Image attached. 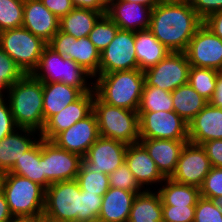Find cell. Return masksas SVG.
<instances>
[{"mask_svg": "<svg viewBox=\"0 0 222 222\" xmlns=\"http://www.w3.org/2000/svg\"><path fill=\"white\" fill-rule=\"evenodd\" d=\"M189 142L201 145L205 141L222 139V108L209 103L188 123Z\"/></svg>", "mask_w": 222, "mask_h": 222, "instance_id": "cell-23", "label": "cell"}, {"mask_svg": "<svg viewBox=\"0 0 222 222\" xmlns=\"http://www.w3.org/2000/svg\"><path fill=\"white\" fill-rule=\"evenodd\" d=\"M89 222H102V221H100V220H94V221H89Z\"/></svg>", "mask_w": 222, "mask_h": 222, "instance_id": "cell-58", "label": "cell"}, {"mask_svg": "<svg viewBox=\"0 0 222 222\" xmlns=\"http://www.w3.org/2000/svg\"><path fill=\"white\" fill-rule=\"evenodd\" d=\"M212 167L222 168V139L205 141L201 144Z\"/></svg>", "mask_w": 222, "mask_h": 222, "instance_id": "cell-45", "label": "cell"}, {"mask_svg": "<svg viewBox=\"0 0 222 222\" xmlns=\"http://www.w3.org/2000/svg\"><path fill=\"white\" fill-rule=\"evenodd\" d=\"M213 201L218 207H220V210L222 212V197L215 198L213 199Z\"/></svg>", "mask_w": 222, "mask_h": 222, "instance_id": "cell-54", "label": "cell"}, {"mask_svg": "<svg viewBox=\"0 0 222 222\" xmlns=\"http://www.w3.org/2000/svg\"><path fill=\"white\" fill-rule=\"evenodd\" d=\"M145 85L143 71L139 69L115 71L94 78L96 95L105 103L138 111Z\"/></svg>", "mask_w": 222, "mask_h": 222, "instance_id": "cell-4", "label": "cell"}, {"mask_svg": "<svg viewBox=\"0 0 222 222\" xmlns=\"http://www.w3.org/2000/svg\"><path fill=\"white\" fill-rule=\"evenodd\" d=\"M84 93L62 82H43L44 123L68 104L78 100Z\"/></svg>", "mask_w": 222, "mask_h": 222, "instance_id": "cell-26", "label": "cell"}, {"mask_svg": "<svg viewBox=\"0 0 222 222\" xmlns=\"http://www.w3.org/2000/svg\"><path fill=\"white\" fill-rule=\"evenodd\" d=\"M189 140L140 139L165 178L175 172L182 148Z\"/></svg>", "mask_w": 222, "mask_h": 222, "instance_id": "cell-24", "label": "cell"}, {"mask_svg": "<svg viewBox=\"0 0 222 222\" xmlns=\"http://www.w3.org/2000/svg\"><path fill=\"white\" fill-rule=\"evenodd\" d=\"M121 1L135 2V3H138V4L144 5L146 7H149L151 9L156 7L160 2V0H121Z\"/></svg>", "mask_w": 222, "mask_h": 222, "instance_id": "cell-51", "label": "cell"}, {"mask_svg": "<svg viewBox=\"0 0 222 222\" xmlns=\"http://www.w3.org/2000/svg\"><path fill=\"white\" fill-rule=\"evenodd\" d=\"M59 21L41 0H25L22 26L47 44L59 31Z\"/></svg>", "mask_w": 222, "mask_h": 222, "instance_id": "cell-20", "label": "cell"}, {"mask_svg": "<svg viewBox=\"0 0 222 222\" xmlns=\"http://www.w3.org/2000/svg\"><path fill=\"white\" fill-rule=\"evenodd\" d=\"M128 145L109 138L99 137L81 159V165L91 172L112 173L125 162Z\"/></svg>", "mask_w": 222, "mask_h": 222, "instance_id": "cell-15", "label": "cell"}, {"mask_svg": "<svg viewBox=\"0 0 222 222\" xmlns=\"http://www.w3.org/2000/svg\"><path fill=\"white\" fill-rule=\"evenodd\" d=\"M106 6H108L113 0H101Z\"/></svg>", "mask_w": 222, "mask_h": 222, "instance_id": "cell-55", "label": "cell"}, {"mask_svg": "<svg viewBox=\"0 0 222 222\" xmlns=\"http://www.w3.org/2000/svg\"><path fill=\"white\" fill-rule=\"evenodd\" d=\"M7 95H6V94ZM18 128L41 131L44 128L43 82L24 74L4 92Z\"/></svg>", "mask_w": 222, "mask_h": 222, "instance_id": "cell-3", "label": "cell"}, {"mask_svg": "<svg viewBox=\"0 0 222 222\" xmlns=\"http://www.w3.org/2000/svg\"><path fill=\"white\" fill-rule=\"evenodd\" d=\"M33 222H55L44 215L33 218Z\"/></svg>", "mask_w": 222, "mask_h": 222, "instance_id": "cell-53", "label": "cell"}, {"mask_svg": "<svg viewBox=\"0 0 222 222\" xmlns=\"http://www.w3.org/2000/svg\"><path fill=\"white\" fill-rule=\"evenodd\" d=\"M106 12H98L90 9L74 8L59 21V30L74 38L89 36L98 19Z\"/></svg>", "mask_w": 222, "mask_h": 222, "instance_id": "cell-30", "label": "cell"}, {"mask_svg": "<svg viewBox=\"0 0 222 222\" xmlns=\"http://www.w3.org/2000/svg\"><path fill=\"white\" fill-rule=\"evenodd\" d=\"M202 24L190 1H160L151 11L149 30L170 52H185Z\"/></svg>", "mask_w": 222, "mask_h": 222, "instance_id": "cell-1", "label": "cell"}, {"mask_svg": "<svg viewBox=\"0 0 222 222\" xmlns=\"http://www.w3.org/2000/svg\"><path fill=\"white\" fill-rule=\"evenodd\" d=\"M211 167L204 148L188 141L181 150L175 172L170 178L200 188Z\"/></svg>", "mask_w": 222, "mask_h": 222, "instance_id": "cell-16", "label": "cell"}, {"mask_svg": "<svg viewBox=\"0 0 222 222\" xmlns=\"http://www.w3.org/2000/svg\"><path fill=\"white\" fill-rule=\"evenodd\" d=\"M46 46L23 26L0 32V52L14 60L24 74H32L37 68Z\"/></svg>", "mask_w": 222, "mask_h": 222, "instance_id": "cell-8", "label": "cell"}, {"mask_svg": "<svg viewBox=\"0 0 222 222\" xmlns=\"http://www.w3.org/2000/svg\"><path fill=\"white\" fill-rule=\"evenodd\" d=\"M135 31L118 29L111 43L100 52L99 75L138 69Z\"/></svg>", "mask_w": 222, "mask_h": 222, "instance_id": "cell-12", "label": "cell"}, {"mask_svg": "<svg viewBox=\"0 0 222 222\" xmlns=\"http://www.w3.org/2000/svg\"><path fill=\"white\" fill-rule=\"evenodd\" d=\"M41 2L59 19L75 8L72 0H41Z\"/></svg>", "mask_w": 222, "mask_h": 222, "instance_id": "cell-46", "label": "cell"}, {"mask_svg": "<svg viewBox=\"0 0 222 222\" xmlns=\"http://www.w3.org/2000/svg\"><path fill=\"white\" fill-rule=\"evenodd\" d=\"M75 8L107 12V6L101 0H72Z\"/></svg>", "mask_w": 222, "mask_h": 222, "instance_id": "cell-48", "label": "cell"}, {"mask_svg": "<svg viewBox=\"0 0 222 222\" xmlns=\"http://www.w3.org/2000/svg\"><path fill=\"white\" fill-rule=\"evenodd\" d=\"M25 0H0V32L21 27Z\"/></svg>", "mask_w": 222, "mask_h": 222, "instance_id": "cell-35", "label": "cell"}, {"mask_svg": "<svg viewBox=\"0 0 222 222\" xmlns=\"http://www.w3.org/2000/svg\"><path fill=\"white\" fill-rule=\"evenodd\" d=\"M93 112L97 118L101 137L117 140L127 145L139 143L140 128L137 111L109 105L95 94Z\"/></svg>", "mask_w": 222, "mask_h": 222, "instance_id": "cell-7", "label": "cell"}, {"mask_svg": "<svg viewBox=\"0 0 222 222\" xmlns=\"http://www.w3.org/2000/svg\"><path fill=\"white\" fill-rule=\"evenodd\" d=\"M190 3L202 20L214 12L222 11V0H191Z\"/></svg>", "mask_w": 222, "mask_h": 222, "instance_id": "cell-44", "label": "cell"}, {"mask_svg": "<svg viewBox=\"0 0 222 222\" xmlns=\"http://www.w3.org/2000/svg\"><path fill=\"white\" fill-rule=\"evenodd\" d=\"M140 139L189 140L188 123L175 111L138 112Z\"/></svg>", "mask_w": 222, "mask_h": 222, "instance_id": "cell-9", "label": "cell"}, {"mask_svg": "<svg viewBox=\"0 0 222 222\" xmlns=\"http://www.w3.org/2000/svg\"><path fill=\"white\" fill-rule=\"evenodd\" d=\"M134 47L138 69L141 71L157 65L170 52L149 29L135 31Z\"/></svg>", "mask_w": 222, "mask_h": 222, "instance_id": "cell-27", "label": "cell"}, {"mask_svg": "<svg viewBox=\"0 0 222 222\" xmlns=\"http://www.w3.org/2000/svg\"><path fill=\"white\" fill-rule=\"evenodd\" d=\"M220 71L212 68L190 66L188 84L203 98L209 101L216 87Z\"/></svg>", "mask_w": 222, "mask_h": 222, "instance_id": "cell-34", "label": "cell"}, {"mask_svg": "<svg viewBox=\"0 0 222 222\" xmlns=\"http://www.w3.org/2000/svg\"><path fill=\"white\" fill-rule=\"evenodd\" d=\"M8 222H33V218H29V217H12Z\"/></svg>", "mask_w": 222, "mask_h": 222, "instance_id": "cell-52", "label": "cell"}, {"mask_svg": "<svg viewBox=\"0 0 222 222\" xmlns=\"http://www.w3.org/2000/svg\"><path fill=\"white\" fill-rule=\"evenodd\" d=\"M152 9L135 2L113 0L106 15L122 30L149 29Z\"/></svg>", "mask_w": 222, "mask_h": 222, "instance_id": "cell-21", "label": "cell"}, {"mask_svg": "<svg viewBox=\"0 0 222 222\" xmlns=\"http://www.w3.org/2000/svg\"><path fill=\"white\" fill-rule=\"evenodd\" d=\"M128 222H163L162 200L157 190L137 193Z\"/></svg>", "mask_w": 222, "mask_h": 222, "instance_id": "cell-29", "label": "cell"}, {"mask_svg": "<svg viewBox=\"0 0 222 222\" xmlns=\"http://www.w3.org/2000/svg\"><path fill=\"white\" fill-rule=\"evenodd\" d=\"M12 217L13 216L9 211L5 195L2 191H0V222H7Z\"/></svg>", "mask_w": 222, "mask_h": 222, "instance_id": "cell-50", "label": "cell"}, {"mask_svg": "<svg viewBox=\"0 0 222 222\" xmlns=\"http://www.w3.org/2000/svg\"><path fill=\"white\" fill-rule=\"evenodd\" d=\"M1 191L4 193L13 217L42 216L46 189L36 182L14 173H3Z\"/></svg>", "mask_w": 222, "mask_h": 222, "instance_id": "cell-5", "label": "cell"}, {"mask_svg": "<svg viewBox=\"0 0 222 222\" xmlns=\"http://www.w3.org/2000/svg\"><path fill=\"white\" fill-rule=\"evenodd\" d=\"M174 111L189 123L207 104L188 83L171 92Z\"/></svg>", "mask_w": 222, "mask_h": 222, "instance_id": "cell-32", "label": "cell"}, {"mask_svg": "<svg viewBox=\"0 0 222 222\" xmlns=\"http://www.w3.org/2000/svg\"><path fill=\"white\" fill-rule=\"evenodd\" d=\"M95 90L84 93L78 100L68 104L63 110L51 116L41 131V138L52 140L58 133L70 128L93 112Z\"/></svg>", "mask_w": 222, "mask_h": 222, "instance_id": "cell-18", "label": "cell"}, {"mask_svg": "<svg viewBox=\"0 0 222 222\" xmlns=\"http://www.w3.org/2000/svg\"><path fill=\"white\" fill-rule=\"evenodd\" d=\"M203 24L215 35L222 39V11H217L203 20Z\"/></svg>", "mask_w": 222, "mask_h": 222, "instance_id": "cell-47", "label": "cell"}, {"mask_svg": "<svg viewBox=\"0 0 222 222\" xmlns=\"http://www.w3.org/2000/svg\"><path fill=\"white\" fill-rule=\"evenodd\" d=\"M174 111L171 92L144 85L137 112Z\"/></svg>", "mask_w": 222, "mask_h": 222, "instance_id": "cell-33", "label": "cell"}, {"mask_svg": "<svg viewBox=\"0 0 222 222\" xmlns=\"http://www.w3.org/2000/svg\"><path fill=\"white\" fill-rule=\"evenodd\" d=\"M32 75L41 82H62L79 88L83 93L94 90V77L89 72L73 60L56 53L48 45L43 49Z\"/></svg>", "mask_w": 222, "mask_h": 222, "instance_id": "cell-6", "label": "cell"}, {"mask_svg": "<svg viewBox=\"0 0 222 222\" xmlns=\"http://www.w3.org/2000/svg\"><path fill=\"white\" fill-rule=\"evenodd\" d=\"M189 69L184 52H169L157 65L143 71L145 85L172 92L188 83Z\"/></svg>", "mask_w": 222, "mask_h": 222, "instance_id": "cell-10", "label": "cell"}, {"mask_svg": "<svg viewBox=\"0 0 222 222\" xmlns=\"http://www.w3.org/2000/svg\"><path fill=\"white\" fill-rule=\"evenodd\" d=\"M119 27L106 15H102L89 33V39L102 52L114 39Z\"/></svg>", "mask_w": 222, "mask_h": 222, "instance_id": "cell-37", "label": "cell"}, {"mask_svg": "<svg viewBox=\"0 0 222 222\" xmlns=\"http://www.w3.org/2000/svg\"><path fill=\"white\" fill-rule=\"evenodd\" d=\"M193 222H222V212L213 200L200 197L195 206Z\"/></svg>", "mask_w": 222, "mask_h": 222, "instance_id": "cell-40", "label": "cell"}, {"mask_svg": "<svg viewBox=\"0 0 222 222\" xmlns=\"http://www.w3.org/2000/svg\"><path fill=\"white\" fill-rule=\"evenodd\" d=\"M160 1H187V0H160Z\"/></svg>", "mask_w": 222, "mask_h": 222, "instance_id": "cell-57", "label": "cell"}, {"mask_svg": "<svg viewBox=\"0 0 222 222\" xmlns=\"http://www.w3.org/2000/svg\"><path fill=\"white\" fill-rule=\"evenodd\" d=\"M184 53L190 66L222 71V39L204 24L196 30Z\"/></svg>", "mask_w": 222, "mask_h": 222, "instance_id": "cell-13", "label": "cell"}, {"mask_svg": "<svg viewBox=\"0 0 222 222\" xmlns=\"http://www.w3.org/2000/svg\"><path fill=\"white\" fill-rule=\"evenodd\" d=\"M200 196L211 200L222 197V168L211 167L200 187Z\"/></svg>", "mask_w": 222, "mask_h": 222, "instance_id": "cell-41", "label": "cell"}, {"mask_svg": "<svg viewBox=\"0 0 222 222\" xmlns=\"http://www.w3.org/2000/svg\"><path fill=\"white\" fill-rule=\"evenodd\" d=\"M75 180L81 190L96 193L99 196H103L110 188L108 174L88 171L82 165Z\"/></svg>", "mask_w": 222, "mask_h": 222, "instance_id": "cell-36", "label": "cell"}, {"mask_svg": "<svg viewBox=\"0 0 222 222\" xmlns=\"http://www.w3.org/2000/svg\"><path fill=\"white\" fill-rule=\"evenodd\" d=\"M195 206L162 205L163 222H193Z\"/></svg>", "mask_w": 222, "mask_h": 222, "instance_id": "cell-42", "label": "cell"}, {"mask_svg": "<svg viewBox=\"0 0 222 222\" xmlns=\"http://www.w3.org/2000/svg\"><path fill=\"white\" fill-rule=\"evenodd\" d=\"M18 129L9 102L4 94H0V140Z\"/></svg>", "mask_w": 222, "mask_h": 222, "instance_id": "cell-43", "label": "cell"}, {"mask_svg": "<svg viewBox=\"0 0 222 222\" xmlns=\"http://www.w3.org/2000/svg\"><path fill=\"white\" fill-rule=\"evenodd\" d=\"M8 172L27 178L47 189L51 183L43 173V138L24 152Z\"/></svg>", "mask_w": 222, "mask_h": 222, "instance_id": "cell-28", "label": "cell"}, {"mask_svg": "<svg viewBox=\"0 0 222 222\" xmlns=\"http://www.w3.org/2000/svg\"><path fill=\"white\" fill-rule=\"evenodd\" d=\"M157 188L162 205L196 206L200 196V188L178 183L171 178H165Z\"/></svg>", "mask_w": 222, "mask_h": 222, "instance_id": "cell-31", "label": "cell"}, {"mask_svg": "<svg viewBox=\"0 0 222 222\" xmlns=\"http://www.w3.org/2000/svg\"><path fill=\"white\" fill-rule=\"evenodd\" d=\"M109 186L132 192H142L144 190L137 183L135 176L125 162L109 174Z\"/></svg>", "mask_w": 222, "mask_h": 222, "instance_id": "cell-38", "label": "cell"}, {"mask_svg": "<svg viewBox=\"0 0 222 222\" xmlns=\"http://www.w3.org/2000/svg\"><path fill=\"white\" fill-rule=\"evenodd\" d=\"M23 75L24 73L15 64L14 60L0 52V94H4L9 86L18 81Z\"/></svg>", "mask_w": 222, "mask_h": 222, "instance_id": "cell-39", "label": "cell"}, {"mask_svg": "<svg viewBox=\"0 0 222 222\" xmlns=\"http://www.w3.org/2000/svg\"><path fill=\"white\" fill-rule=\"evenodd\" d=\"M125 163L144 190H152L165 180L146 148L139 142L128 145ZM152 185H156L153 187ZM152 188H151V187Z\"/></svg>", "mask_w": 222, "mask_h": 222, "instance_id": "cell-19", "label": "cell"}, {"mask_svg": "<svg viewBox=\"0 0 222 222\" xmlns=\"http://www.w3.org/2000/svg\"><path fill=\"white\" fill-rule=\"evenodd\" d=\"M140 192L110 187L102 196L98 220L102 222H128L133 201Z\"/></svg>", "mask_w": 222, "mask_h": 222, "instance_id": "cell-25", "label": "cell"}, {"mask_svg": "<svg viewBox=\"0 0 222 222\" xmlns=\"http://www.w3.org/2000/svg\"><path fill=\"white\" fill-rule=\"evenodd\" d=\"M40 139V132L18 128L0 140V172H8L17 159H20L23 153L30 150Z\"/></svg>", "mask_w": 222, "mask_h": 222, "instance_id": "cell-22", "label": "cell"}, {"mask_svg": "<svg viewBox=\"0 0 222 222\" xmlns=\"http://www.w3.org/2000/svg\"><path fill=\"white\" fill-rule=\"evenodd\" d=\"M208 103L213 107L222 108V73L221 72L217 76L216 87Z\"/></svg>", "mask_w": 222, "mask_h": 222, "instance_id": "cell-49", "label": "cell"}, {"mask_svg": "<svg viewBox=\"0 0 222 222\" xmlns=\"http://www.w3.org/2000/svg\"><path fill=\"white\" fill-rule=\"evenodd\" d=\"M82 157L58 147L51 140L43 139V173L52 184L75 180Z\"/></svg>", "mask_w": 222, "mask_h": 222, "instance_id": "cell-14", "label": "cell"}, {"mask_svg": "<svg viewBox=\"0 0 222 222\" xmlns=\"http://www.w3.org/2000/svg\"><path fill=\"white\" fill-rule=\"evenodd\" d=\"M2 179H3V173H2V172H0V191H1Z\"/></svg>", "mask_w": 222, "mask_h": 222, "instance_id": "cell-56", "label": "cell"}, {"mask_svg": "<svg viewBox=\"0 0 222 222\" xmlns=\"http://www.w3.org/2000/svg\"><path fill=\"white\" fill-rule=\"evenodd\" d=\"M102 196L81 190L76 180L50 184L43 215L55 222H89L98 219Z\"/></svg>", "mask_w": 222, "mask_h": 222, "instance_id": "cell-2", "label": "cell"}, {"mask_svg": "<svg viewBox=\"0 0 222 222\" xmlns=\"http://www.w3.org/2000/svg\"><path fill=\"white\" fill-rule=\"evenodd\" d=\"M100 137L94 112L70 128L58 133L51 141L58 147L84 157L90 146Z\"/></svg>", "mask_w": 222, "mask_h": 222, "instance_id": "cell-17", "label": "cell"}, {"mask_svg": "<svg viewBox=\"0 0 222 222\" xmlns=\"http://www.w3.org/2000/svg\"><path fill=\"white\" fill-rule=\"evenodd\" d=\"M47 45L56 53L76 62L94 78L99 75L100 51L88 36L76 39L59 30Z\"/></svg>", "mask_w": 222, "mask_h": 222, "instance_id": "cell-11", "label": "cell"}]
</instances>
